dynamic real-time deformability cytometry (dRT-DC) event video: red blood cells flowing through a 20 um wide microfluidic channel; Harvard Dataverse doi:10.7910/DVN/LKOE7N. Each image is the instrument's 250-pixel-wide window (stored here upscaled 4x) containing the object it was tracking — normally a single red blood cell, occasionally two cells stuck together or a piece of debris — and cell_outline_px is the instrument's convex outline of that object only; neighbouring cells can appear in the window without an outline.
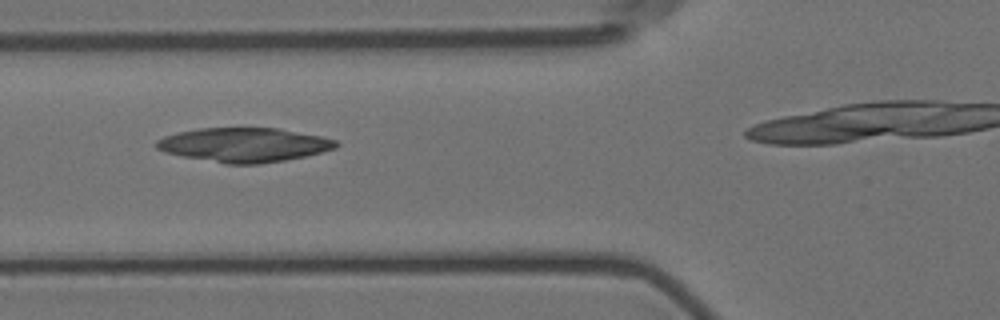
{"species": "Egyptian fruit bat (a non-hibernating species)", "species_latin": "Rousettus aegyptiacus", "temperature_condition": "room temperature", "stored_images_in_passage": 9, "camera_frame_rate_fps": 3000, "um_per_image_px": 0.085, "animal": {"sex": "female"}, "frame": {"image": 1, "passage_image": 4, "time_ms": 3.333, "image_size_px": [1000, 320], "cell_outline_px": [[340, 144], [336, 148], [304, 156], [284, 160], [260, 164], [224, 164], [184, 156], [168, 152], [156, 148], [156, 140], [164, 136], [180, 132], [200, 128], [280, 128], [320, 136], [336, 140]], "centroid_in_image_um": [20.77, 12.31], "position_along_channel_um": 105.0, "area_um2": 35.55}}